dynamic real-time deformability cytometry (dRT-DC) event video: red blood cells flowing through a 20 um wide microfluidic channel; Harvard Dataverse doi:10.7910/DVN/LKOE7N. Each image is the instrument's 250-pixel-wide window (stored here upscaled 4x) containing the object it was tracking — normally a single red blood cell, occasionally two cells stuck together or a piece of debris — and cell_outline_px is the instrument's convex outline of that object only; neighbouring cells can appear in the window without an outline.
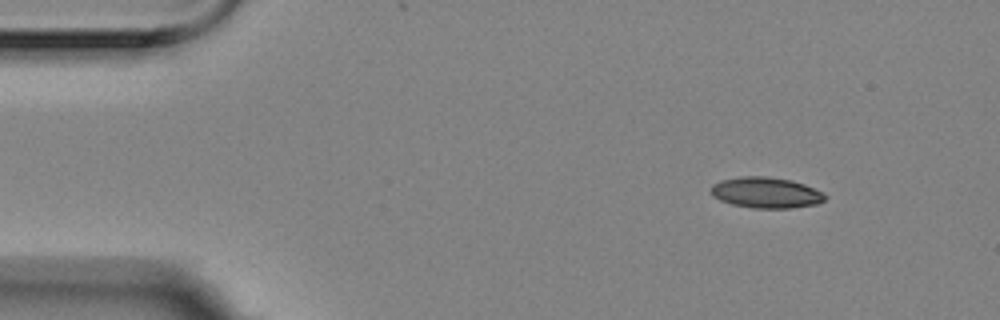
{"species": "Egyptian fruit bat (a non-hibernating species)", "species_latin": "Rousettus aegyptiacus", "temperature_condition": "room temperature", "stored_images_in_passage": 10, "camera_frame_rate_fps": 3000, "um_per_image_px": 0.085, "animal": {"sex": "female"}, "frame": {"image": 1, "passage_image": 1, "time_ms": 0.0, "image_size_px": [1000, 320], "cell_outline_px": [[828, 196], [824, 200], [816, 204], [792, 208], [752, 208], [732, 204], [720, 200], [712, 196], [708, 192], [712, 184], [720, 180], [740, 176], [768, 176], [792, 180], [804, 184], [824, 192]], "centroid_in_image_um": [65.09, 16.36], "position_along_channel_um": 19.9, "area_um2": 20.87}}
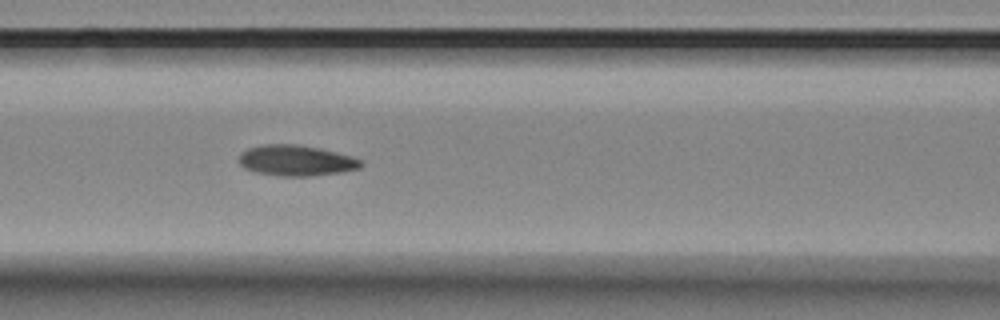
{"frame": {"image": 2, "passage_image": 6, "time_ms": 1.667, "image_size_px": [1000, 320], "cell_outline_px": [[364, 164], [360, 168], [340, 172], [312, 176], [280, 176], [256, 172], [244, 168], [240, 164], [240, 152], [248, 148], [264, 144], [296, 144], [320, 148], [352, 156], [364, 160]], "centroid_in_image_um": [25.2, 13.64], "position_along_channel_um": 141.4, "area_um2": 21.96}}
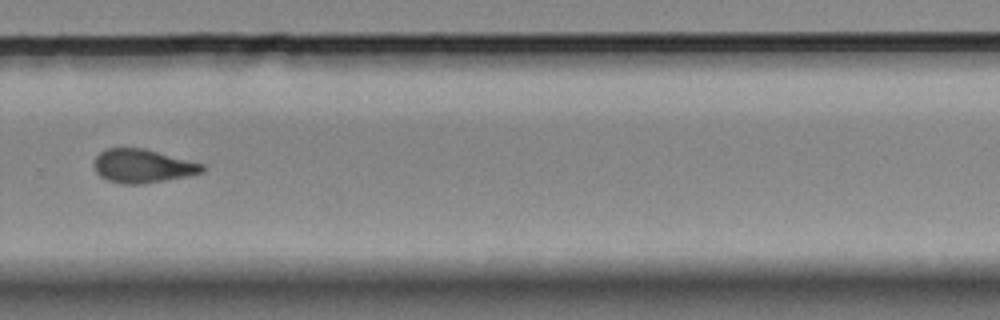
{"frame": {"image": 3, "passage_image": 10, "time_ms": 3.0, "image_size_px": [1000, 320], "cell_outline_px": [[204, 172], [144, 184], [120, 184], [108, 180], [100, 176], [96, 172], [92, 164], [96, 156], [104, 148], [144, 148], [204, 164]], "centroid_in_image_um": [12.07, 14.11], "position_along_channel_um": 317.7, "area_um2": 21.21}}